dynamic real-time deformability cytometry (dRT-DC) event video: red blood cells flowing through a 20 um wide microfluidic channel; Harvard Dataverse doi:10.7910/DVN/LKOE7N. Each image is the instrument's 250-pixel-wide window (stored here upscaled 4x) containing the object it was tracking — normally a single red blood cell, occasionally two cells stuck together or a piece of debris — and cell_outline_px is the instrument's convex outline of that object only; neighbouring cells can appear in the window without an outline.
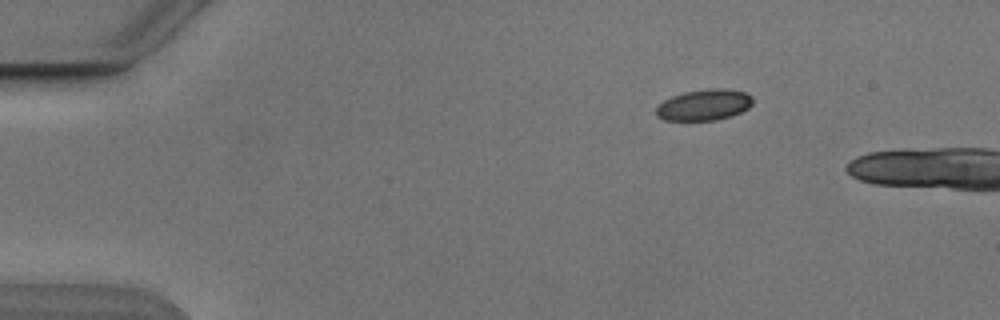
{"species": "Egyptian fruit bat (a non-hibernating species)", "species_latin": "Rousettus aegyptiacus", "temperature_condition": "cold", "stored_images_in_passage": 2, "camera_frame_rate_fps": 3000, "um_per_image_px": 0.085, "animal": {"sex": "male"}, "frame": {"image": 1, "passage_image": 1, "time_ms": 0.0, "image_size_px": [1000, 320], "cell_outline_px": [[752, 104], [748, 108], [732, 116], [716, 120], [664, 120], [656, 116], [656, 108], [664, 100], [672, 96], [684, 92], [708, 88], [724, 88], [744, 92], [752, 96]], "centroid_in_image_um": [59.85, 8.91], "position_along_channel_um": 25.2, "area_um2": 17.51}}